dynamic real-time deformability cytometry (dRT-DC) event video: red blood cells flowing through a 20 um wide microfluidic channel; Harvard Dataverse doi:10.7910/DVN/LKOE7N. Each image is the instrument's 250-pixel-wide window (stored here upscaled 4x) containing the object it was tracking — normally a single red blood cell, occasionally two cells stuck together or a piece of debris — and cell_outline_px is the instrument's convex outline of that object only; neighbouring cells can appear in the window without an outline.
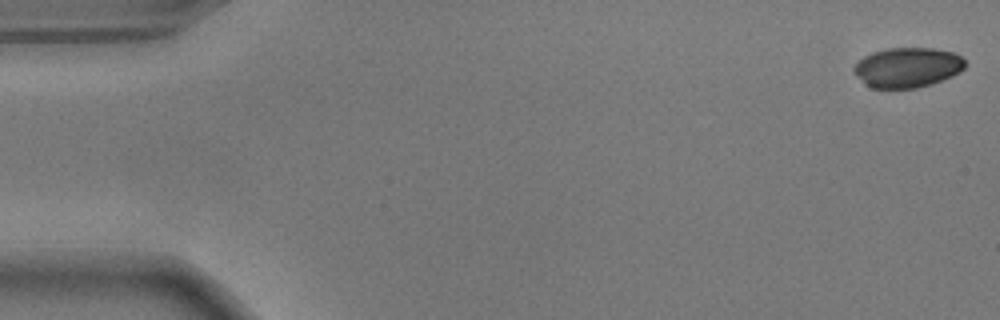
{"species": "common noctule bat (a hibernating species)", "species_latin": "Nyctalus noctula", "temperature_condition": "warm", "stored_images_in_passage": 55, "camera_frame_rate_fps": 3000, "um_per_image_px": 0.085, "animal": {"sex": "male", "body_mass_g": 17.9}, "frame": {"image": 1, "passage_image": 1, "time_ms": 0.0, "image_size_px": [1000, 320], "cell_outline_px": [[964, 68], [960, 72], [952, 76], [916, 88], [872, 88], [864, 84], [852, 72], [852, 68], [864, 56], [872, 52], [888, 48], [932, 48], [956, 52], [964, 60]], "centroid_in_image_um": [77.1, 5.73], "position_along_channel_um": 7.9, "area_um2": 25.89}}
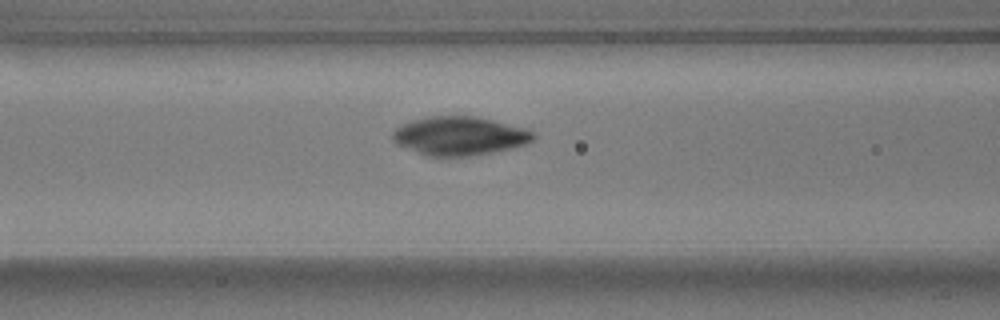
{"frame": {"image": 2, "passage_image": 22, "time_ms": 7.0, "image_size_px": [1000, 320], "cell_outline_px": [[536, 136], [528, 144], [492, 152], [468, 156], [428, 156], [396, 144], [392, 140], [392, 132], [400, 124], [428, 116], [472, 116], [492, 120], [528, 128], [536, 132]], "centroid_in_image_um": [39.08, 11.55], "position_along_channel_um": 127.5, "area_um2": 31.79}}
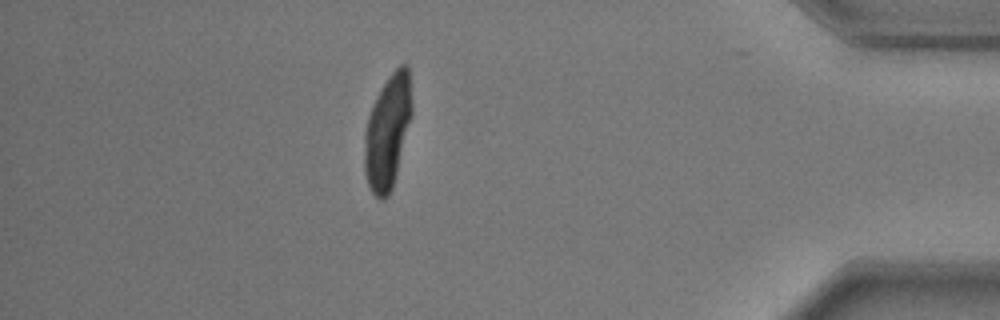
{"frame": {"image": 3, "passage_image": 48, "time_ms": 15.667, "image_size_px": [1000, 320], "cell_outline_px": [[412, 112], [392, 188], [388, 196], [384, 200], [380, 200], [372, 192], [368, 184], [364, 172], [364, 132], [368, 116], [372, 104], [380, 88], [388, 76], [400, 64], [408, 64], [412, 100]], "centroid_in_image_um": [32.92, 11.16], "position_along_channel_um": 402.3, "area_um2": 31.44}}